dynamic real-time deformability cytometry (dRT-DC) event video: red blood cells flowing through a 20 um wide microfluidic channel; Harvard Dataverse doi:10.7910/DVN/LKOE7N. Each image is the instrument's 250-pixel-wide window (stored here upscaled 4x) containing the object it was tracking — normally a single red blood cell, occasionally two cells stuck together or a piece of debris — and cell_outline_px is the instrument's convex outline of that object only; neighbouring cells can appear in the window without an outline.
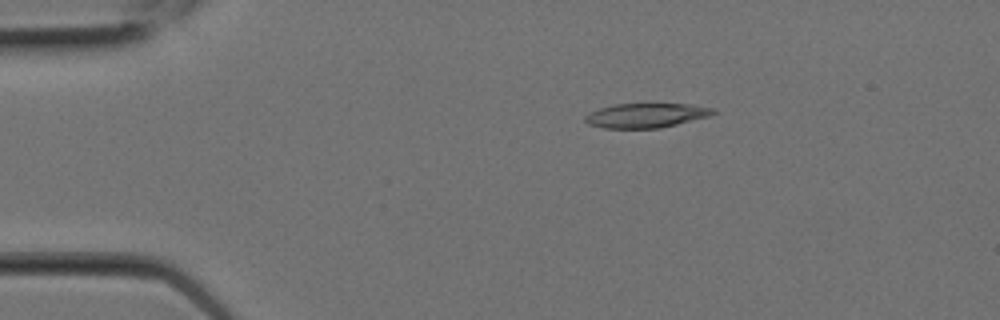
{"species": "Egyptian fruit bat (a non-hibernating species)", "species_latin": "Rousettus aegyptiacus", "temperature_condition": "room temperature", "stored_images_in_passage": 3, "camera_frame_rate_fps": 3000, "um_per_image_px": 0.085, "animal": {"sex": "female"}, "frame": {"image": 1, "passage_image": 1, "time_ms": 0.0, "image_size_px": [1000, 320], "cell_outline_px": [[716, 112], [708, 116], [660, 128], [604, 128], [588, 124], [584, 120], [584, 116], [600, 108], [616, 104], [688, 104], [712, 108]], "centroid_in_image_um": [54.88, 9.81], "position_along_channel_um": 30.1, "area_um2": 17.92}}